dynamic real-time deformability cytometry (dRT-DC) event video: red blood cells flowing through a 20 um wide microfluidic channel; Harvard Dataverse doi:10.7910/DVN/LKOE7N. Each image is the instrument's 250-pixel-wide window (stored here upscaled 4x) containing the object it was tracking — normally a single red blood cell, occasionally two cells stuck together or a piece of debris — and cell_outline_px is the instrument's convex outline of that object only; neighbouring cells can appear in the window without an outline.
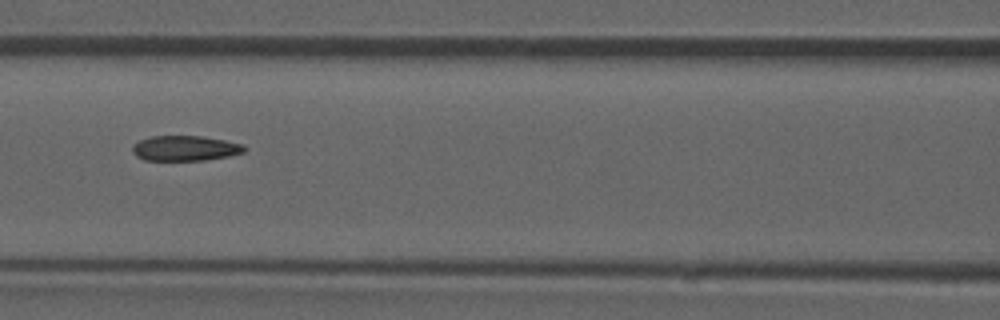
{"species": "common noctule bat (a hibernating species)", "species_latin": "Nyctalus noctula", "temperature_condition": "room temperature", "stored_images_in_passage": 52, "camera_frame_rate_fps": 3000, "um_per_image_px": 0.085, "animal": {"sex": "male", "forearm_length_mm": 52.5}, "frame": {"image": 1, "passage_image": 23, "time_ms": 7.333, "image_size_px": [1000, 320], "cell_outline_px": [[248, 148], [244, 152], [228, 156], [204, 160], [144, 160], [136, 156], [132, 152], [132, 144], [140, 140], [152, 136], [200, 136], [224, 140], [244, 144]], "centroid_in_image_um": [15.73, 12.6], "position_along_channel_um": 150.9, "area_um2": 16.47}, "authors_computed_cell_mechanics": {"area_um2": 17.2822, "velocity_mm_per_s": 3.8915, "shape_relaxation_time_tau1_ms": null, "shape_relaxation_time_tau2_ms": 2.3943, "deformation_change_tau1": null, "deformation_change_tau2": 0.1002}}